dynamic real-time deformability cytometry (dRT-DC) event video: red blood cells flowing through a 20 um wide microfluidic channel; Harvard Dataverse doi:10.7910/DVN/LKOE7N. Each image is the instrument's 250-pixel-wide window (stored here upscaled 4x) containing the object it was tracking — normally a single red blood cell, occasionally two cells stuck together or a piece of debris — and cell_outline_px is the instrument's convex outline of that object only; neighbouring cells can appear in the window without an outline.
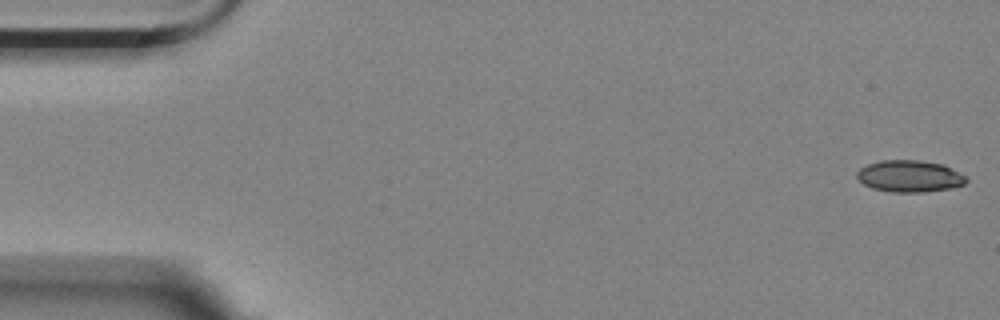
{"species": "Egyptian fruit bat (a non-hibernating species)", "species_latin": "Rousettus aegyptiacus", "temperature_condition": "room temperature", "stored_images_in_passage": 6, "camera_frame_rate_fps": 3000, "um_per_image_px": 0.085, "animal": {"sex": "female"}, "frame": {"image": 1, "passage_image": 1, "time_ms": 0.0, "image_size_px": [1000, 320], "cell_outline_px": [[968, 180], [964, 184], [952, 188], [924, 192], [892, 192], [872, 188], [864, 184], [856, 176], [856, 172], [860, 168], [868, 164], [880, 160], [920, 160], [944, 164], [968, 176]], "centroid_in_image_um": [77.35, 14.97], "position_along_channel_um": 7.6, "area_um2": 20.46}}
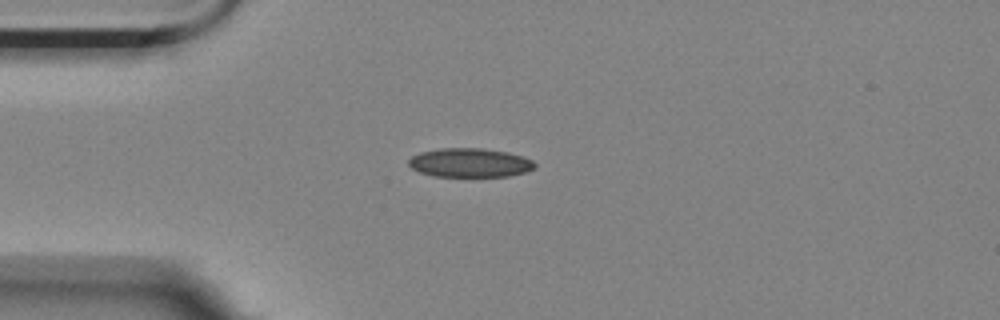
{"frame": {"image": 2, "passage_image": 5, "time_ms": 1.333, "image_size_px": [1000, 320], "cell_outline_px": [[536, 168], [528, 172], [508, 176], [432, 176], [420, 172], [412, 168], [408, 164], [408, 160], [412, 156], [420, 152], [440, 148], [480, 148], [508, 152], [524, 156], [532, 160], [536, 164]], "centroid_in_image_um": [39.97, 13.83], "position_along_channel_um": 45.0, "area_um2": 21.44}}
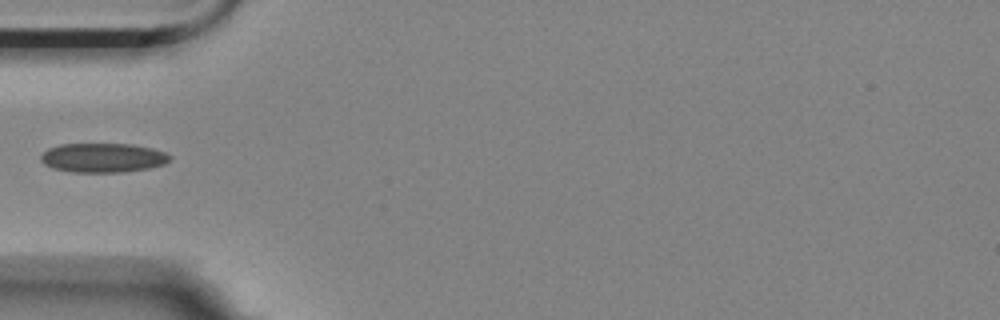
{"frame": {"image": 3, "passage_image": 6, "time_ms": 1.667, "image_size_px": [1000, 320], "cell_outline_px": [[172, 156], [164, 164], [148, 168], [124, 172], [72, 172], [52, 168], [44, 164], [40, 160], [40, 156], [48, 148], [60, 144], [132, 144], [152, 148], [164, 152]], "centroid_in_image_um": [8.72, 13.41], "position_along_channel_um": 76.3, "area_um2": 22.02}}